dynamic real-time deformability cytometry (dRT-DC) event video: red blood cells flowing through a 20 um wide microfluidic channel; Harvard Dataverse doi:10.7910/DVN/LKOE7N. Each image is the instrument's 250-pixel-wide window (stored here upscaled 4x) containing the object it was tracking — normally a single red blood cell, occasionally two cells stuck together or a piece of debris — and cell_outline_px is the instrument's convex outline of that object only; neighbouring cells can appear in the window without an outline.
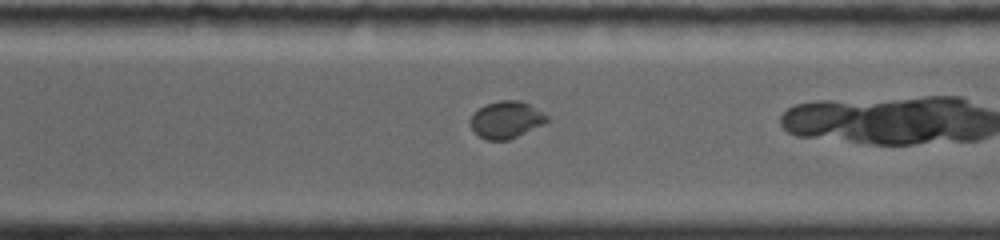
{"species": "common noctule bat (a hibernating species)", "species_latin": "Nyctalus noctula", "temperature_condition": "room temperature", "stored_images_in_passage": 19, "camera_frame_rate_fps": 4000, "um_per_image_px": 0.085, "animal": {"sex": "female", "body_mass_g": 19.0, "forearm_length_mm": 56.7}, "frame": {"image": 1, "passage_image": 14, "time_ms": 6.5, "image_size_px": [1000, 240], "cell_outline_px": [[548, 120], [544, 124], [508, 140], [488, 140], [480, 136], [472, 128], [468, 120], [472, 112], [484, 104], [500, 100], [520, 100], [528, 104], [548, 116]], "centroid_in_image_um": [42.98, 10.16], "position_along_channel_um": 327.6, "area_um2": 16.53}}